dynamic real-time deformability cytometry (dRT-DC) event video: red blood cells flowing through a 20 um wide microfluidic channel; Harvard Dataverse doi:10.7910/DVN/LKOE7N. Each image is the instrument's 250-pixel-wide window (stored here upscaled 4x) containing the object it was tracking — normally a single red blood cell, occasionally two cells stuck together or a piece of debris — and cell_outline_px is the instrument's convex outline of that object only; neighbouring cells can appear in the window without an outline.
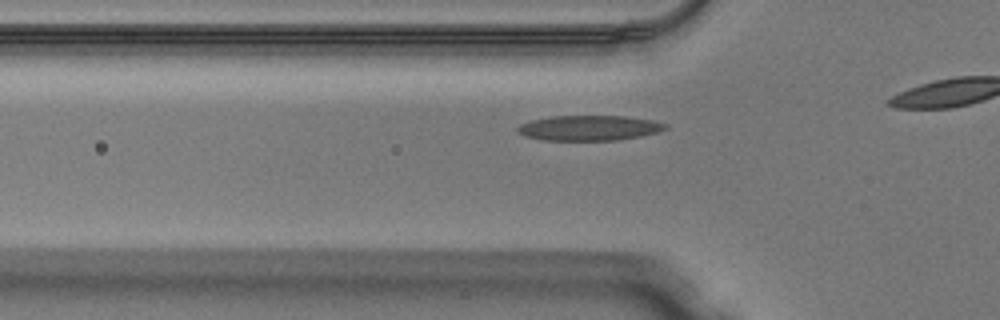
{"species": "Egyptian fruit bat (a non-hibernating species)", "species_latin": "Rousettus aegyptiacus", "temperature_condition": "warm", "stored_images_in_passage": 8, "camera_frame_rate_fps": 3000, "um_per_image_px": 0.085, "animal": {"sex": "male"}, "frame": {"image": 1, "passage_image": 3, "time_ms": 0.667, "image_size_px": [1000, 320], "cell_outline_px": [[668, 128], [656, 132], [640, 136], [620, 140], [540, 140], [524, 136], [516, 132], [516, 128], [520, 124], [532, 120], [552, 116], [624, 116], [652, 120], [668, 124]], "centroid_in_image_um": [50.05, 10.88], "position_along_channel_um": 75.8, "area_um2": 21.73}}
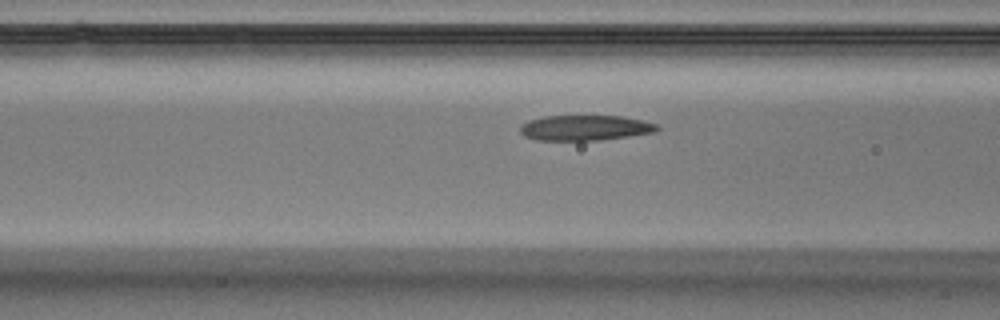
{"frame": {"image": 2, "passage_image": 6, "time_ms": 1.667, "image_size_px": [1000, 320], "cell_outline_px": [[660, 128], [656, 132], [600, 140], [536, 140], [524, 136], [520, 132], [520, 124], [528, 120], [544, 116], [624, 116], [644, 120], [660, 124]], "centroid_in_image_um": [49.76, 10.86], "position_along_channel_um": 116.8, "area_um2": 20.46}}